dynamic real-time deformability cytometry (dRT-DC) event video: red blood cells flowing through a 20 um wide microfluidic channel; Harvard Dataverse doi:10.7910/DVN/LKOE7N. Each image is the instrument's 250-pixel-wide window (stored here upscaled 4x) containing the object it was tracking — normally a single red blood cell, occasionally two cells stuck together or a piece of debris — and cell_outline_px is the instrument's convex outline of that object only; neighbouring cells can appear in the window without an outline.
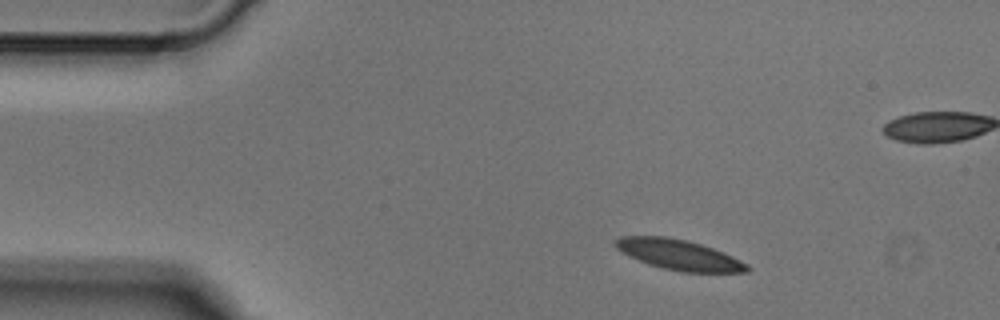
{"species": "Egyptian fruit bat (a non-hibernating species)", "species_latin": "Rousettus aegyptiacus", "temperature_condition": "cold", "stored_images_in_passage": 5, "camera_frame_rate_fps": 3000, "um_per_image_px": 0.085, "animal": {"sex": "male"}, "frame": {"image": 1, "passage_image": 1, "time_ms": 0.0, "image_size_px": [1000, 320], "cell_outline_px": [[752, 268], [748, 272], [680, 272], [648, 264], [628, 256], [616, 248], [612, 244], [620, 236], [664, 236], [688, 240], [712, 248], [732, 256], [748, 264]], "centroid_in_image_um": [57.7, 21.65], "position_along_channel_um": 27.3, "area_um2": 23.29}}
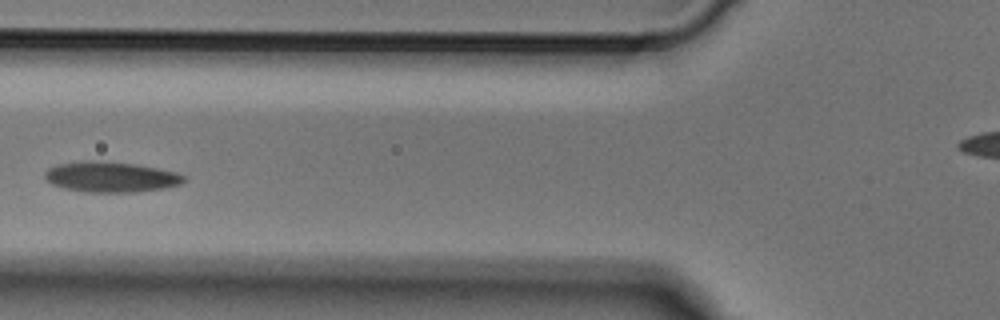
{"frame": {"image": 2, "passage_image": 4, "time_ms": 1.0, "image_size_px": [1000, 320], "cell_outline_px": [[184, 180], [180, 184], [164, 188], [136, 192], [84, 192], [64, 188], [52, 184], [44, 176], [44, 172], [48, 168], [56, 164], [80, 160], [92, 160], [136, 164], [176, 172], [184, 176]], "centroid_in_image_um": [9.37, 15.03], "position_along_channel_um": 116.4, "area_um2": 24.74}}
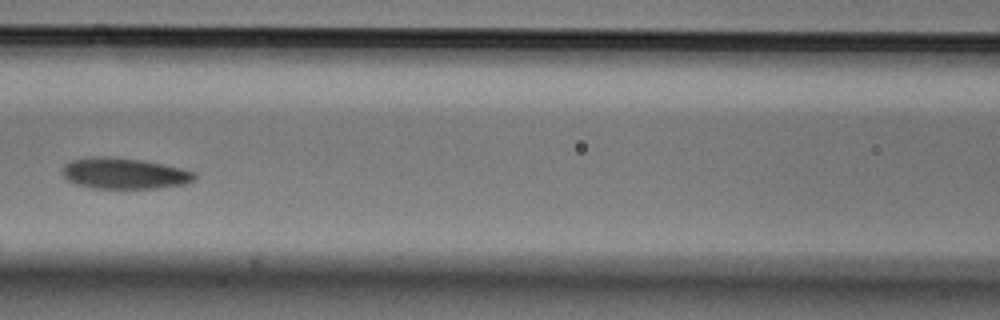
{"frame": {"image": 3, "passage_image": 5, "time_ms": 1.333, "image_size_px": [1000, 320], "cell_outline_px": [[196, 180], [184, 184], [156, 188], [92, 188], [76, 184], [68, 180], [60, 172], [60, 168], [64, 164], [72, 160], [92, 156], [112, 156], [140, 160], [164, 164], [196, 172]], "centroid_in_image_um": [10.53, 14.73], "position_along_channel_um": 156.1, "area_um2": 24.1}}